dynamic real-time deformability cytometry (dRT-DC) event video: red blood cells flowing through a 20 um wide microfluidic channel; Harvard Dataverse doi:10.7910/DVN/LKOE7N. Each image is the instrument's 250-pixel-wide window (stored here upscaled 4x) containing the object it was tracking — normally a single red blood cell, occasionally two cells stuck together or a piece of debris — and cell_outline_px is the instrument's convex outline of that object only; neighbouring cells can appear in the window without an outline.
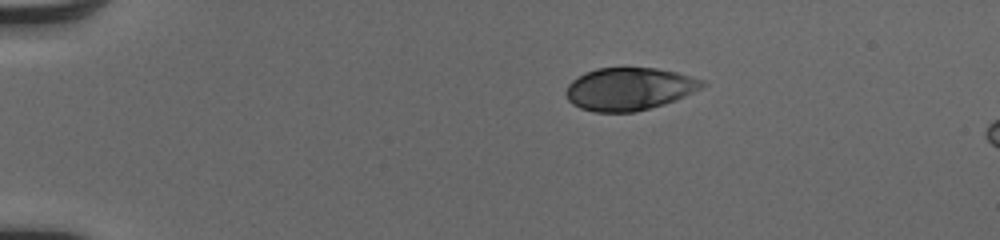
{"species": "human", "species_latin": "Homo sapiens", "temperature_condition": "cold", "stored_images_in_passage": 42, "camera_frame_rate_fps": 3000, "um_per_image_px": 0.085, "donor": {"sex": "male"}, "frame": {"image": 1, "passage_image": 1, "time_ms": 0.0, "image_size_px": [1000, 240], "cell_outline_px": [[708, 84], [676, 100], [664, 104], [636, 112], [592, 112], [580, 108], [572, 104], [568, 100], [564, 92], [568, 84], [572, 80], [584, 72], [596, 68], [656, 68], [676, 72], [704, 80]], "centroid_in_image_um": [53.45, 7.56], "position_along_channel_um": 31.6, "area_um2": 34.04}}
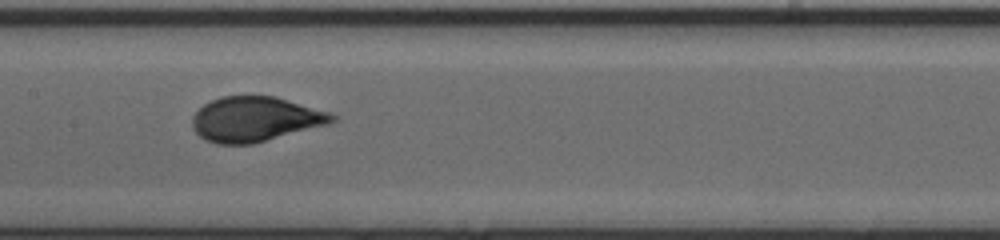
{"frame": {"image": 2, "passage_image": 18, "time_ms": 5.667, "image_size_px": [1000, 240], "cell_outline_px": [[336, 120], [328, 124], [252, 144], [216, 144], [204, 140], [192, 128], [192, 116], [204, 104], [220, 96], [276, 96], [328, 112], [336, 116]], "centroid_in_image_um": [21.66, 10.13], "position_along_channel_um": 185.7, "area_um2": 36.41}}
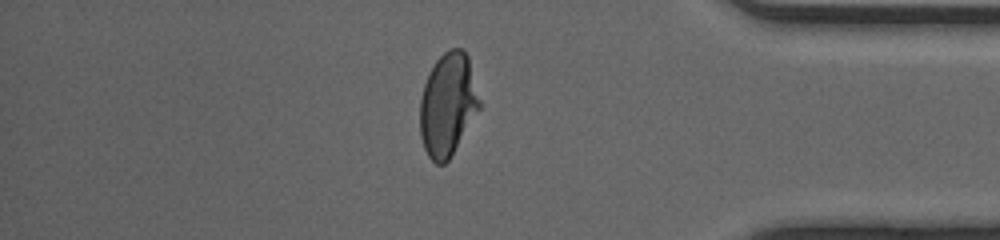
{"frame": {"image": 3, "passage_image": 35, "time_ms": 11.333, "image_size_px": [1000, 240], "cell_outline_px": [[480, 108], [448, 160], [444, 164], [436, 164], [428, 156], [424, 148], [420, 136], [420, 100], [424, 84], [428, 72], [436, 60], [448, 48], [460, 48], [468, 56], [480, 100]], "centroid_in_image_um": [38.04, 8.87], "position_along_channel_um": 397.2, "area_um2": 35.55}, "authors_computed_cell_mechanics": {"area_um2": 36.0961, "velocity_mm_per_s": 4.0986, "shape_relaxation_time_tau1_ms": 3.3538, "shape_relaxation_time_tau2_ms": null, "deformation_change_tau1": 0.1543, "deformation_change_tau2": null}}